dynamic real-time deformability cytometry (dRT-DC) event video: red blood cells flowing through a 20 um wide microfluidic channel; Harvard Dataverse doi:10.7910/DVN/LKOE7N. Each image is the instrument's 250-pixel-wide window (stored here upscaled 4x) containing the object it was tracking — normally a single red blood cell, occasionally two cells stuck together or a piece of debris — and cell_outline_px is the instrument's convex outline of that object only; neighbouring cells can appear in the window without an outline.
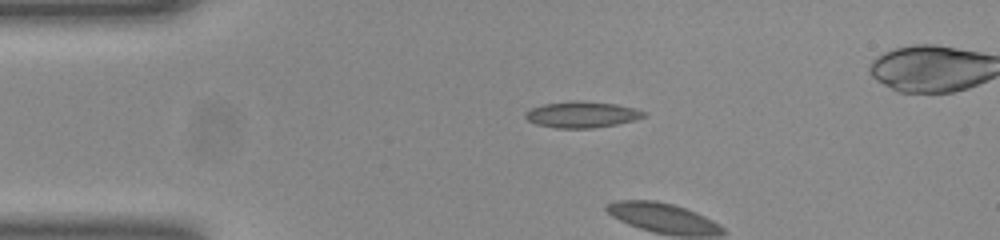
{"species": "common noctule bat (a hibernating species)", "species_latin": "Nyctalus noctula", "temperature_condition": "room temperature", "stored_images_in_passage": 3, "camera_frame_rate_fps": 3000, "um_per_image_px": 0.085, "animal": {"sex": "female", "body_mass_g": 23.0, "forearm_length_mm": 53.4}, "frame": {"image": 1, "passage_image": 1, "time_ms": 0.0, "image_size_px": [1000, 240], "cell_outline_px": [[648, 116], [636, 120], [616, 124], [592, 128], [556, 128], [536, 124], [528, 120], [524, 116], [524, 112], [532, 108], [544, 104], [572, 100], [580, 100], [616, 104], [636, 108], [648, 112]], "centroid_in_image_um": [49.51, 9.73], "position_along_channel_um": 35.5, "area_um2": 18.32}}